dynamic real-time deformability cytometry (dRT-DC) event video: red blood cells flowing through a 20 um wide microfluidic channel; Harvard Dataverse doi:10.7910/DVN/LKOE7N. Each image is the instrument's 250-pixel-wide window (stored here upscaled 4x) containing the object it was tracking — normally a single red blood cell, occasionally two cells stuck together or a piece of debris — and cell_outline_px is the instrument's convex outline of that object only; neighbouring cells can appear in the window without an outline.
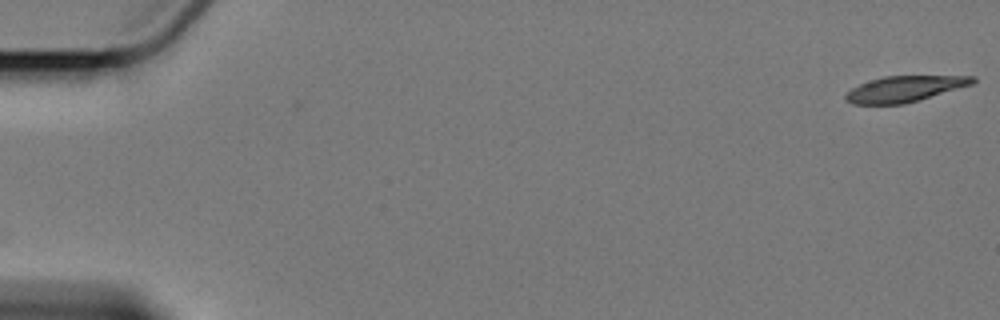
{"species": "Egyptian fruit bat (a non-hibernating species)", "species_latin": "Rousettus aegyptiacus", "temperature_condition": "cold", "stored_images_in_passage": 3, "camera_frame_rate_fps": 3000, "um_per_image_px": 0.085, "animal": {"sex": "female"}, "frame": {"image": 1, "passage_image": 3, "time_ms": 2.333, "image_size_px": [1000, 320], "cell_outline_px": [[976, 80], [972, 84], [920, 100], [904, 104], [852, 104], [844, 100], [844, 96], [852, 88], [860, 84], [884, 76], [976, 76]], "centroid_in_image_um": [76.88, 7.56], "position_along_channel_um": 8.1, "area_um2": 19.02}}